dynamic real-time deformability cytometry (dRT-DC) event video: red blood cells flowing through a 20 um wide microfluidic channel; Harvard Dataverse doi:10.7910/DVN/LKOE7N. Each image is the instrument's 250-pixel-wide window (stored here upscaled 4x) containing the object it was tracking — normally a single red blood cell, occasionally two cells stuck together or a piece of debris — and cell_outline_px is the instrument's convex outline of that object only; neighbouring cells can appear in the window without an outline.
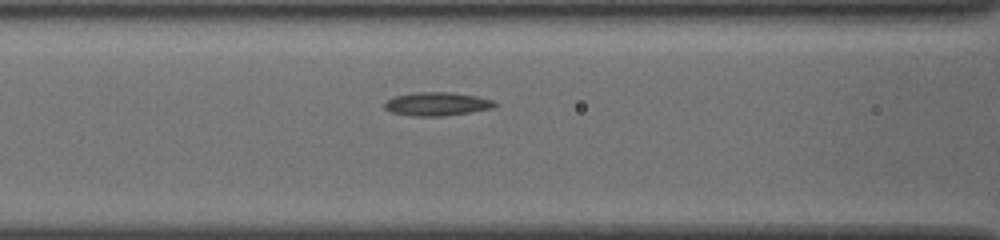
{"species": "common noctule bat (a hibernating species)", "species_latin": "Nyctalus noctula", "temperature_condition": "cold", "stored_images_in_passage": 13, "camera_frame_rate_fps": 3000, "um_per_image_px": 0.085, "animal": {"sex": "female", "body_mass_g": 19.5, "forearm_length_mm": 54.1}, "frame": {"image": 1, "passage_image": 8, "time_ms": 2.333, "image_size_px": [1000, 240], "cell_outline_px": [[496, 104], [492, 108], [444, 116], [412, 116], [392, 112], [384, 108], [384, 104], [392, 96], [412, 92], [452, 92], [476, 96], [492, 100]], "centroid_in_image_um": [37.09, 8.83], "position_along_channel_um": 129.5, "area_um2": 15.03}}
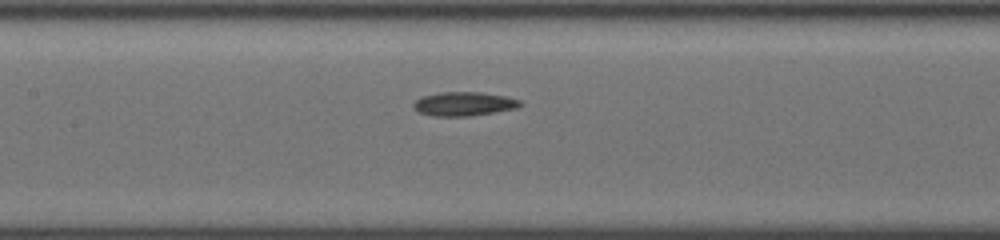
{"frame": {"image": 2, "passage_image": 11, "time_ms": 3.333, "image_size_px": [1000, 240], "cell_outline_px": [[524, 104], [516, 108], [468, 116], [432, 116], [420, 112], [412, 108], [412, 104], [420, 96], [440, 92], [480, 92], [504, 96], [520, 100]], "centroid_in_image_um": [39.39, 8.82], "position_along_channel_um": 168.0, "area_um2": 14.85}}